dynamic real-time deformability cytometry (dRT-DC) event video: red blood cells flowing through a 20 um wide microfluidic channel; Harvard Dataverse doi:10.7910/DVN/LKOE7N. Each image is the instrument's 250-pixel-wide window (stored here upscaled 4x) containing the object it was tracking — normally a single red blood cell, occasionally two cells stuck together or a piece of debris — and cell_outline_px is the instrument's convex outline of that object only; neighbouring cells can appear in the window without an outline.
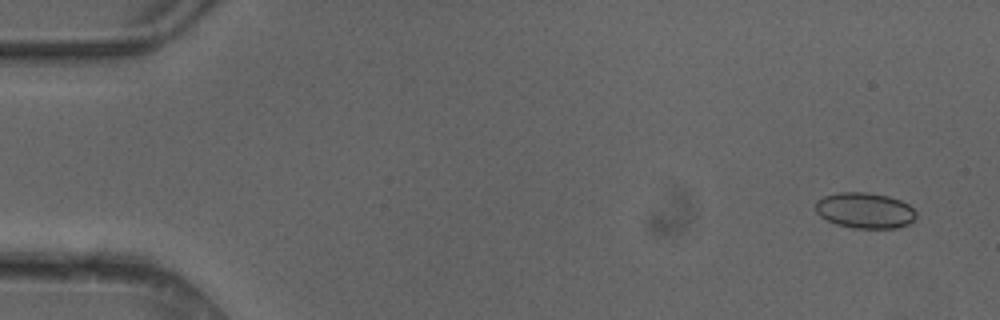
{"species": "common noctule bat (a hibernating species)", "species_latin": "Nyctalus noctula", "temperature_condition": "cold", "stored_images_in_passage": 5, "camera_frame_rate_fps": 3000, "um_per_image_px": 0.085, "animal": {"sex": "female"}, "frame": {"image": 1, "passage_image": 1, "time_ms": 0.0, "image_size_px": [1000, 320], "cell_outline_px": [[916, 216], [908, 224], [896, 228], [852, 228], [836, 224], [820, 216], [816, 212], [816, 200], [824, 196], [840, 192], [864, 192], [888, 196], [900, 200], [908, 204], [916, 212]], "centroid_in_image_um": [73.5, 17.89], "position_along_channel_um": 11.5, "area_um2": 20.87}}
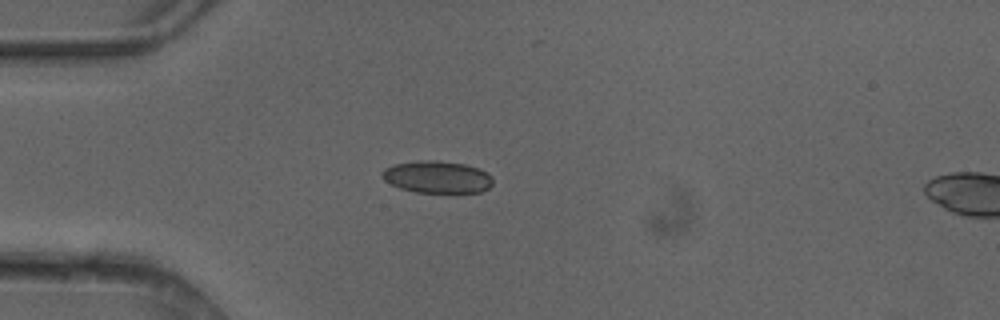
{"frame": {"image": 2, "passage_image": 4, "time_ms": 1.0, "image_size_px": [1000, 320], "cell_outline_px": [[492, 184], [488, 188], [480, 192], [456, 196], [416, 192], [400, 188], [384, 180], [380, 172], [384, 168], [392, 164], [420, 160], [436, 160], [464, 164], [480, 168], [488, 172], [492, 176]], "centroid_in_image_um": [37.2, 15.09], "position_along_channel_um": 47.8, "area_um2": 21.79}}